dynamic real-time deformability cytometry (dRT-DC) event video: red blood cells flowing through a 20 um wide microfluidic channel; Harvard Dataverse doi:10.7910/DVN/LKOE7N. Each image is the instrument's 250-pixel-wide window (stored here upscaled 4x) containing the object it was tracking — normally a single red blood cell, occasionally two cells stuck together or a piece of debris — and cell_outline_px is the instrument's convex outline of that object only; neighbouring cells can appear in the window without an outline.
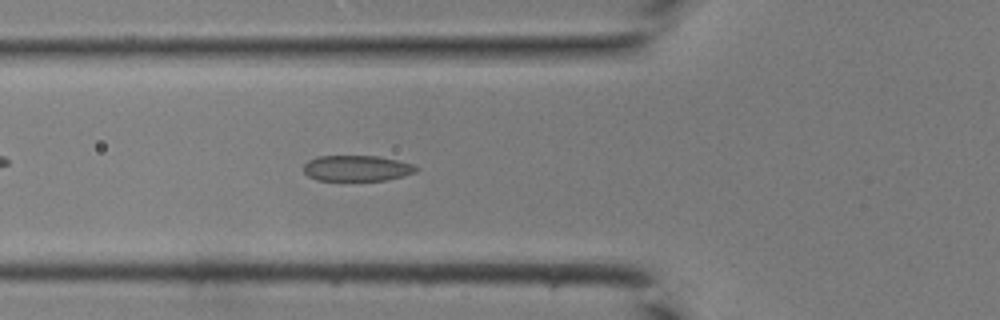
{"species": "common noctule bat (a hibernating species)", "species_latin": "Nyctalus noctula", "temperature_condition": "room temperature", "stored_images_in_passage": 41, "camera_frame_rate_fps": 3000, "um_per_image_px": 0.085, "animal": {"sex": "male", "body_mass_g": 19.0, "forearm_length_mm": 50.8}, "frame": {"image": 1, "passage_image": 15, "time_ms": 4.667, "image_size_px": [1000, 320], "cell_outline_px": [[420, 168], [416, 172], [404, 176], [384, 180], [316, 180], [308, 176], [304, 172], [304, 164], [308, 160], [316, 156], [376, 156], [396, 160], [412, 164]], "centroid_in_image_um": [30.32, 14.3], "position_along_channel_um": 95.5, "area_um2": 16.88}}
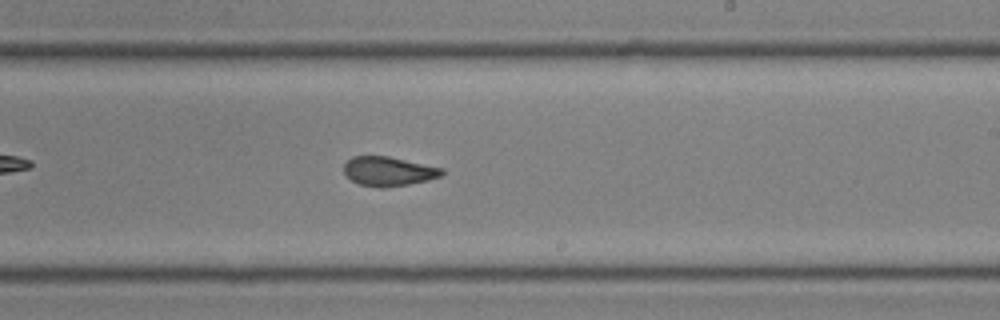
{"frame": {"image": 2, "passage_image": 25, "time_ms": 8.0, "image_size_px": [1000, 320], "cell_outline_px": [[444, 172], [440, 176], [428, 180], [408, 184], [384, 188], [380, 188], [360, 184], [352, 180], [344, 172], [344, 164], [352, 156], [388, 156], [444, 168]], "centroid_in_image_um": [33.03, 14.56], "position_along_channel_um": 256.0, "area_um2": 16.65}}
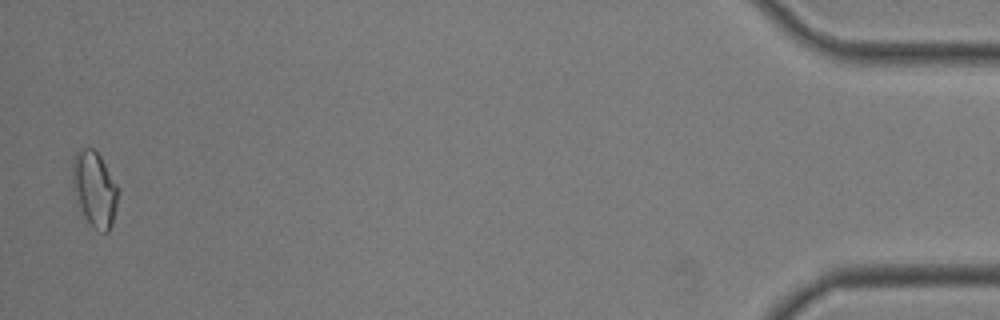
{"frame": {"image": 3, "passage_image": 41, "time_ms": 13.333, "image_size_px": [1000, 320], "cell_outline_px": [[120, 192], [112, 224], [108, 232], [96, 232], [92, 228], [84, 216], [72, 192], [72, 156], [80, 148], [92, 148], [100, 156], [116, 184]], "centroid_in_image_um": [8.01, 16.09], "position_along_channel_um": 427.2, "area_um2": 20.4}}